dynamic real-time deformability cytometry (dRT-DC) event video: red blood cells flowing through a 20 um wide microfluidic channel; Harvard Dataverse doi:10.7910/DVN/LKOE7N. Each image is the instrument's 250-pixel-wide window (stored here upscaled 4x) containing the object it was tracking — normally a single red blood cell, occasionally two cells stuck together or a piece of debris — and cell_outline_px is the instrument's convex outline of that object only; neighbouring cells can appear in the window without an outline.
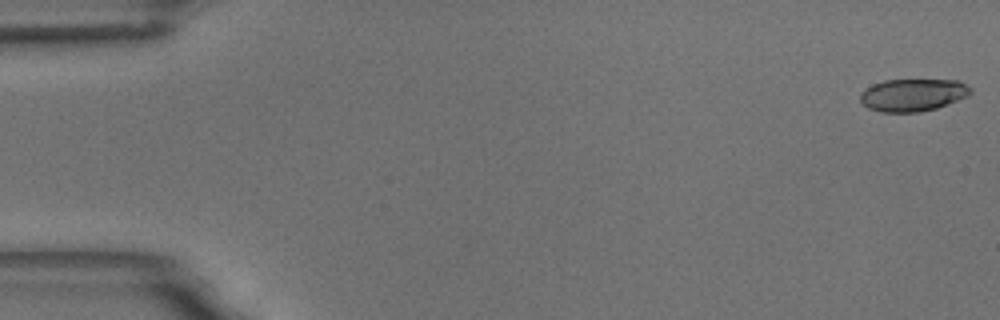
{"species": "common noctule bat (a hibernating species)", "species_latin": "Nyctalus noctula", "temperature_condition": "room temperature", "stored_images_in_passage": 12, "camera_frame_rate_fps": 3000, "um_per_image_px": 0.085, "animal": {"sex": "male", "body_mass_g": 18.8}, "frame": {"image": 1, "passage_image": 1, "time_ms": 0.0, "image_size_px": [1000, 320], "cell_outline_px": [[972, 92], [968, 96], [936, 108], [920, 112], [880, 112], [868, 108], [860, 100], [860, 92], [872, 84], [884, 80], [960, 80], [972, 88]], "centroid_in_image_um": [77.59, 8.06], "position_along_channel_um": 7.4, "area_um2": 20.98}}